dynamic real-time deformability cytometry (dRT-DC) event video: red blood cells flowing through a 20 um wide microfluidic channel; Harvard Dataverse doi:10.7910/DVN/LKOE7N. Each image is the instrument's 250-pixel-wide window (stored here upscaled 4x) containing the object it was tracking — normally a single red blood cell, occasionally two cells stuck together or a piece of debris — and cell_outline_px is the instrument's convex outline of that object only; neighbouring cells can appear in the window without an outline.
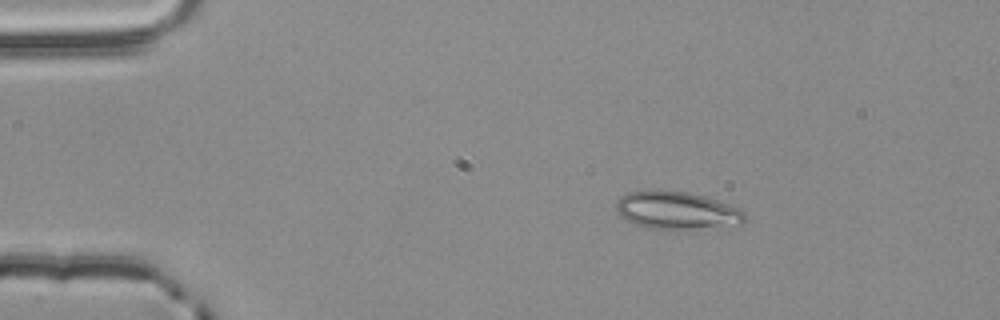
{"species": "common noctule bat (a hibernating species)", "species_latin": "Nyctalus noctula", "temperature_condition": "room temperature", "stored_images_in_passage": 46, "camera_frame_rate_fps": 3000, "um_per_image_px": 0.085, "animal": {"sex": "male", "body_mass_g": 20.4}, "frame": {"image": 1, "passage_image": 1, "time_ms": 0.0, "image_size_px": [1000, 320], "cell_outline_px": [[744, 220], [740, 224], [688, 228], [648, 228], [636, 224], [620, 216], [616, 208], [616, 200], [620, 196], [628, 192], [688, 192], [704, 196], [716, 200], [736, 208], [744, 212]], "centroid_in_image_um": [57.47, 17.88], "position_along_channel_um": 27.5, "area_um2": 26.99}}
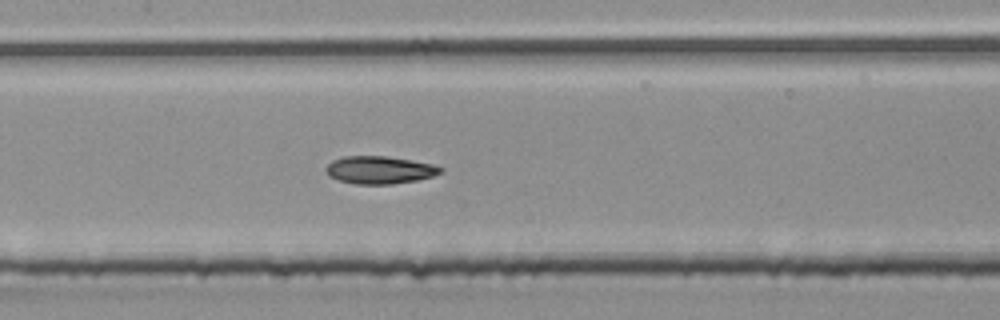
{"frame": {"image": 2, "passage_image": 18, "time_ms": 5.667, "image_size_px": [1000, 320], "cell_outline_px": [[444, 172], [432, 176], [416, 180], [392, 184], [356, 184], [340, 180], [328, 176], [324, 168], [332, 160], [344, 156], [388, 156], [412, 160], [432, 164], [444, 168]], "centroid_in_image_um": [32.27, 14.44], "position_along_channel_um": 175.1, "area_um2": 18.55}}
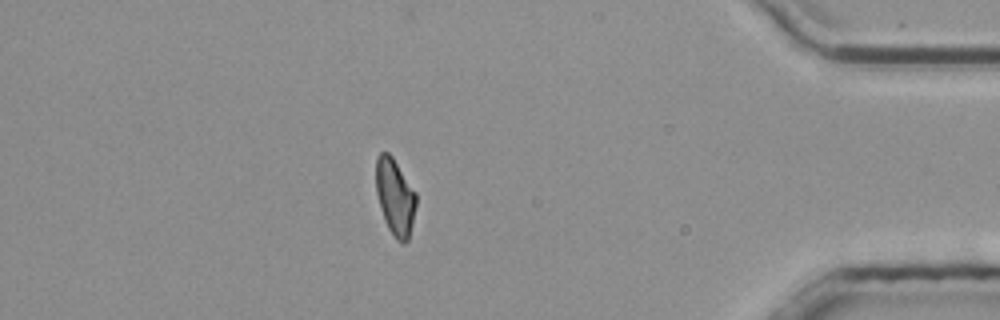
{"frame": {"image": 3, "passage_image": 39, "time_ms": 12.667, "image_size_px": [1000, 320], "cell_outline_px": [[416, 204], [412, 224], [408, 240], [404, 244], [400, 244], [396, 240], [388, 228], [384, 220], [380, 208], [376, 192], [376, 156], [380, 152], [388, 152], [392, 156], [416, 192]], "centroid_in_image_um": [33.57, 16.75], "position_along_channel_um": 401.6, "area_um2": 18.03}, "authors_computed_cell_mechanics": {"area_um2": 18.4382, "velocity_mm_per_s": 3.8502, "shape_relaxation_time_tau1_ms": 4.0021, "shape_relaxation_time_tau2_ms": 2.418, "deformation_change_tau1": 0.1436, "deformation_change_tau2": 0.0797}}